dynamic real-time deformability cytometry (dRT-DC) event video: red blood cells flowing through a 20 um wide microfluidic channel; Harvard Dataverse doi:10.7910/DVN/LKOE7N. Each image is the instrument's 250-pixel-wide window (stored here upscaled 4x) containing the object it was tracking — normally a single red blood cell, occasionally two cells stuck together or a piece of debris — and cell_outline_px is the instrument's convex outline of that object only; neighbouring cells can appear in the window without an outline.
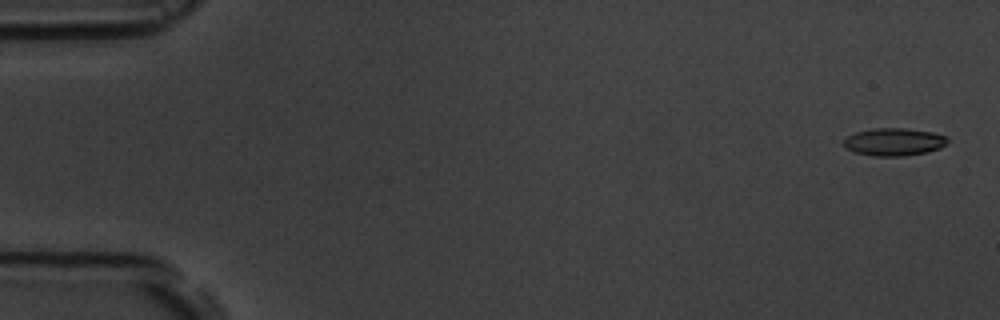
{"species": "common noctule bat (a hibernating species)", "species_latin": "Nyctalus noctula", "temperature_condition": "room temperature", "stored_images_in_passage": 5, "camera_frame_rate_fps": 3000, "um_per_image_px": 0.085, "animal": {"sex": "male", "body_mass_g": 19.5, "forearm_length_mm": 54.6}, "frame": {"image": 1, "passage_image": 1, "time_ms": 0.0, "image_size_px": [1000, 320], "cell_outline_px": [[948, 140], [940, 148], [928, 152], [904, 156], [872, 156], [856, 152], [844, 148], [844, 140], [848, 136], [856, 132], [872, 128], [908, 128], [932, 132], [948, 136]], "centroid_in_image_um": [75.99, 12.06], "position_along_channel_um": 9.0, "area_um2": 16.82}}
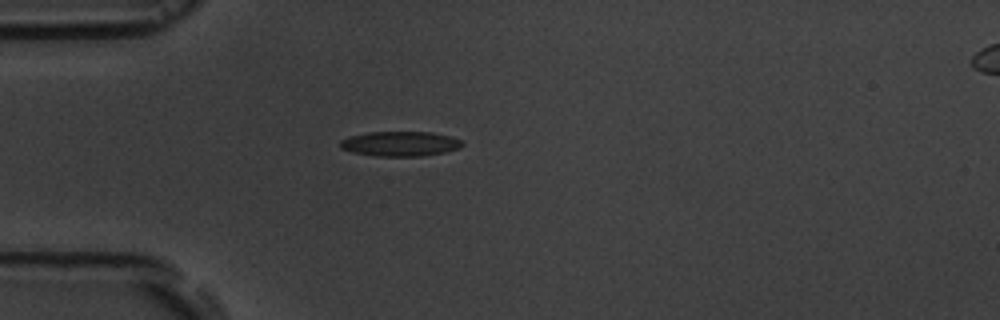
{"frame": {"image": 2, "passage_image": 5, "time_ms": 4.667, "image_size_px": [1000, 320], "cell_outline_px": [[464, 144], [460, 148], [444, 152], [420, 156], [376, 156], [352, 152], [340, 148], [340, 140], [348, 136], [368, 132], [432, 132], [452, 136], [460, 140]], "centroid_in_image_um": [34.0, 12.21], "position_along_channel_um": 51.0, "area_um2": 17.74}}